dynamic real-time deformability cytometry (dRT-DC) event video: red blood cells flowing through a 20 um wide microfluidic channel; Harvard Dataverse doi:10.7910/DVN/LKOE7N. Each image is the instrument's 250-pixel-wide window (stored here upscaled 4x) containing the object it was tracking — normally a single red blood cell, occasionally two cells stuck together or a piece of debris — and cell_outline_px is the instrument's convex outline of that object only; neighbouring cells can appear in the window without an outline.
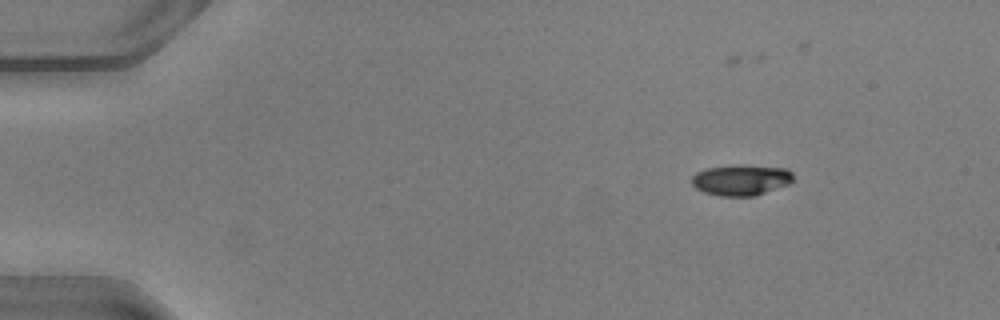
{"species": "common noctule bat (a hibernating species)", "species_latin": "Nyctalus noctula", "temperature_condition": "warm", "stored_images_in_passage": 45, "camera_frame_rate_fps": 3000, "um_per_image_px": 0.085, "animal": {"sex": "male", "body_mass_g": 20.5, "forearm_length_mm": 52.5}, "frame": {"image": 1, "passage_image": 1, "time_ms": 0.0, "image_size_px": [1000, 320], "cell_outline_px": [[792, 180], [788, 184], [756, 196], [720, 196], [704, 192], [696, 188], [692, 184], [692, 176], [696, 172], [708, 168], [736, 164], [744, 164], [788, 168], [792, 172]], "centroid_in_image_um": [63.0, 15.28], "position_along_channel_um": 22.0, "area_um2": 18.44}}
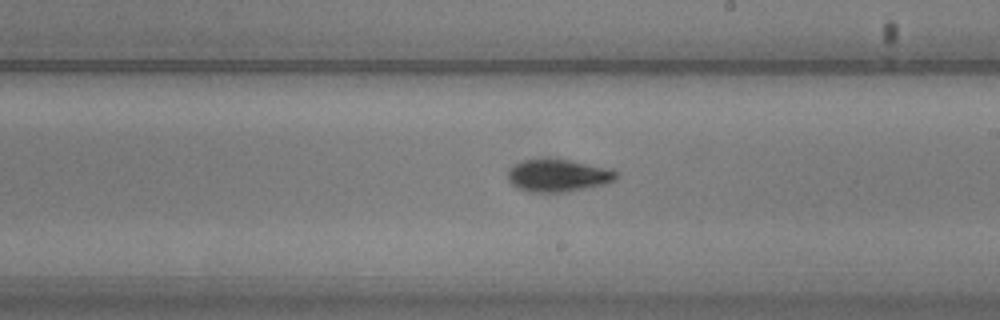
{"frame": {"image": 2, "passage_image": 24, "time_ms": 7.667, "image_size_px": [1000, 320], "cell_outline_px": [[620, 172], [616, 180], [604, 184], [568, 192], [528, 192], [516, 188], [508, 180], [508, 168], [524, 160], [544, 156], [556, 156], [612, 168]], "centroid_in_image_um": [47.47, 14.87], "position_along_channel_um": 241.5, "area_um2": 21.68}}
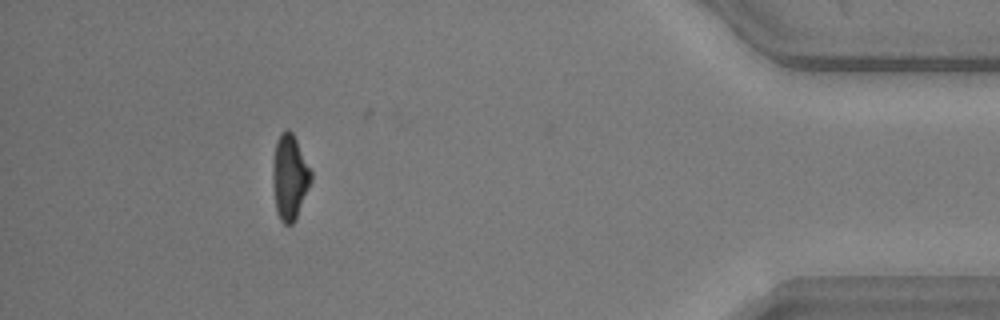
{"frame": {"image": 3, "passage_image": 40, "time_ms": 13.0, "image_size_px": [1000, 320], "cell_outline_px": [[312, 180], [296, 216], [292, 224], [284, 224], [280, 220], [276, 212], [272, 180], [272, 164], [276, 140], [280, 132], [284, 128], [288, 128], [292, 132], [312, 172]], "centroid_in_image_um": [24.59, 15.01], "position_along_channel_um": 410.6, "area_um2": 19.02}, "authors_computed_cell_mechanics": {"area_um2": 19.363, "velocity_mm_per_s": 4.0982, "shape_relaxation_time_tau1_ms": 2.8236, "shape_relaxation_time_tau2_ms": 3.4765, "deformation_change_tau1": 0.1541, "deformation_change_tau2": 0.1007}}